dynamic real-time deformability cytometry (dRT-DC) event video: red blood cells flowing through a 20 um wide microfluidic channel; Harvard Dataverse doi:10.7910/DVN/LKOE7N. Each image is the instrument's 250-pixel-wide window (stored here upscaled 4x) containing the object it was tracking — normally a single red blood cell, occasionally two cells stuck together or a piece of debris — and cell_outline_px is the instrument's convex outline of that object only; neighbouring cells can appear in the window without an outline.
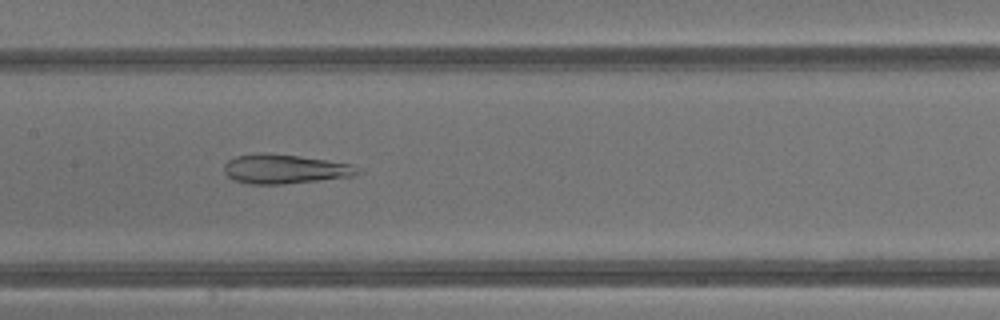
{"species": "common noctule bat (a hibernating species)", "species_latin": "Nyctalus noctula", "temperature_condition": "warm", "stored_images_in_passage": 43, "camera_frame_rate_fps": 3000, "um_per_image_px": 0.085, "animal": {"sex": "male", "body_mass_g": 13.3}, "frame": {"image": 1, "passage_image": 22, "time_ms": 7.0, "image_size_px": [1000, 320], "cell_outline_px": [[364, 172], [352, 176], [284, 184], [252, 184], [232, 180], [224, 172], [224, 164], [228, 160], [236, 156], [260, 152], [264, 152], [296, 156], [352, 164]], "centroid_in_image_um": [24.18, 14.37], "position_along_channel_um": 183.2, "area_um2": 22.72}}
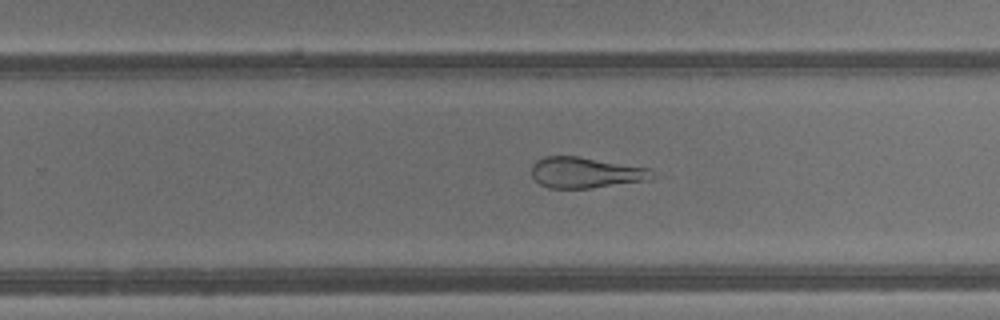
{"frame": {"image": 2, "passage_image": 28, "time_ms": 9.0, "image_size_px": [1000, 320], "cell_outline_px": [[656, 176], [652, 180], [592, 188], [548, 188], [540, 184], [532, 176], [532, 164], [536, 160], [544, 156], [580, 156], [648, 168], [656, 172]], "centroid_in_image_um": [49.82, 14.67], "position_along_channel_um": 280.0, "area_um2": 22.02}}
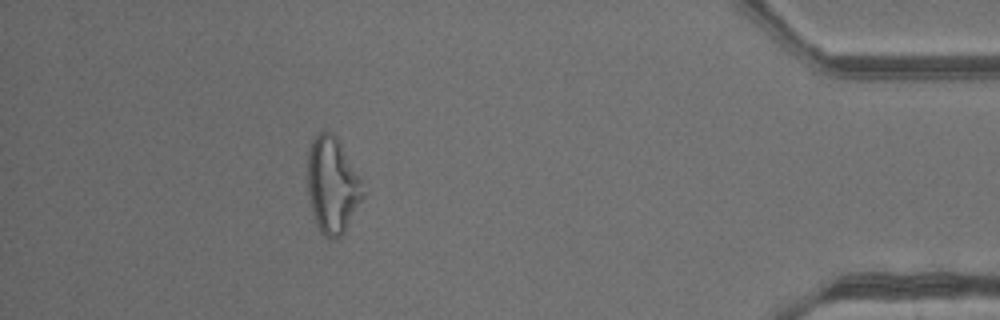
{"frame": {"image": 3, "passage_image": 39, "time_ms": 12.667, "image_size_px": [1000, 320], "cell_outline_px": [[364, 196], [344, 232], [340, 236], [332, 240], [324, 236], [320, 232], [312, 212], [308, 196], [308, 152], [312, 140], [320, 132], [332, 132], [336, 136], [360, 176], [364, 192]], "centroid_in_image_um": [28.25, 15.75], "position_along_channel_um": 406.9, "area_um2": 30.92}}